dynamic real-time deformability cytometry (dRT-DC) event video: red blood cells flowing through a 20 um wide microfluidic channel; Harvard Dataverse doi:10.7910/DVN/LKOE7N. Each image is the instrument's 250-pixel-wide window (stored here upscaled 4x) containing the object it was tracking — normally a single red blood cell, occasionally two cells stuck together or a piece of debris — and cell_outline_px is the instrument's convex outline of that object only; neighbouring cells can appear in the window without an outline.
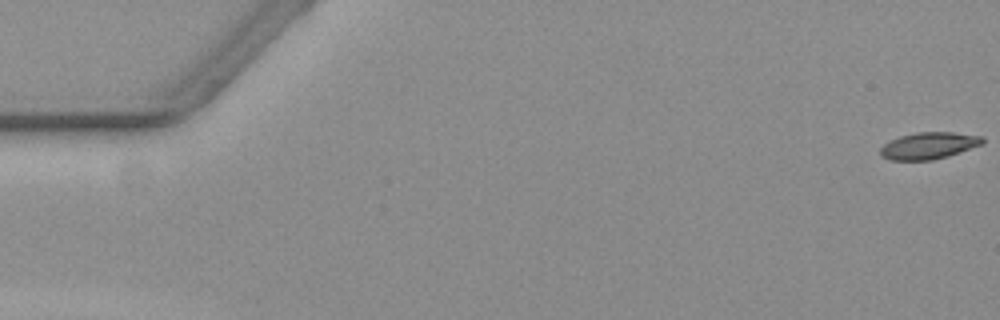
{"species": "common noctule bat (a hibernating species)", "species_latin": "Nyctalus noctula", "temperature_condition": "warm", "stored_images_in_passage": 26, "camera_frame_rate_fps": 3000, "um_per_image_px": 0.085, "animal": {"sex": "female", "body_mass_g": 19.3, "forearm_length_mm": 54.1}, "frame": {"image": 1, "passage_image": 1, "time_ms": 0.0, "image_size_px": [1000, 320], "cell_outline_px": [[984, 144], [948, 156], [932, 160], [892, 160], [880, 156], [880, 148], [884, 144], [900, 136], [916, 132], [952, 132], [984, 136]], "centroid_in_image_um": [78.97, 12.38], "position_along_channel_um": 6.0, "area_um2": 16.01}}
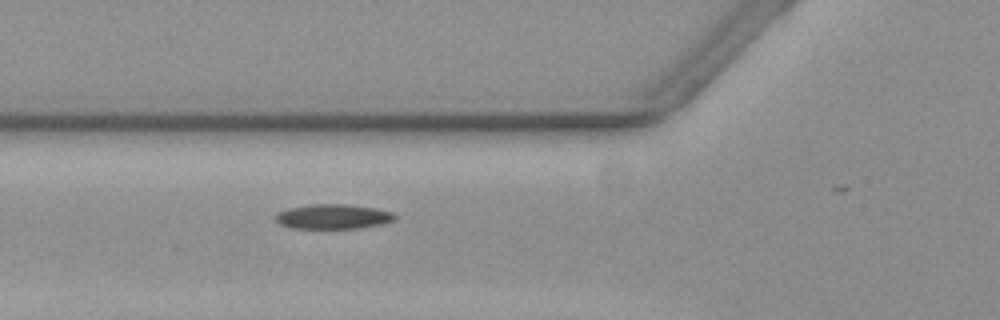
{"frame": {"image": 2, "passage_image": 22, "time_ms": 7.0, "image_size_px": [1000, 320], "cell_outline_px": [[396, 220], [380, 224], [356, 228], [288, 228], [280, 224], [276, 220], [276, 212], [288, 208], [308, 204], [344, 204], [376, 208], [392, 212], [396, 216]], "centroid_in_image_um": [28.28, 18.4], "position_along_channel_um": 97.5, "area_um2": 17.22}}
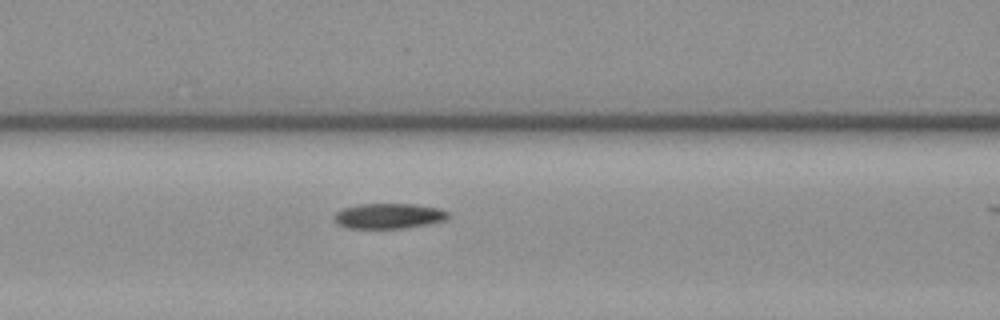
{"frame": {"image": 3, "passage_image": 25, "time_ms": 8.0, "image_size_px": [1000, 320], "cell_outline_px": [[448, 220], [428, 224], [404, 228], [348, 228], [336, 224], [332, 220], [332, 216], [336, 212], [344, 208], [360, 204], [412, 204], [440, 208], [448, 212]], "centroid_in_image_um": [33.02, 18.36], "position_along_channel_um": 133.6, "area_um2": 16.94}}